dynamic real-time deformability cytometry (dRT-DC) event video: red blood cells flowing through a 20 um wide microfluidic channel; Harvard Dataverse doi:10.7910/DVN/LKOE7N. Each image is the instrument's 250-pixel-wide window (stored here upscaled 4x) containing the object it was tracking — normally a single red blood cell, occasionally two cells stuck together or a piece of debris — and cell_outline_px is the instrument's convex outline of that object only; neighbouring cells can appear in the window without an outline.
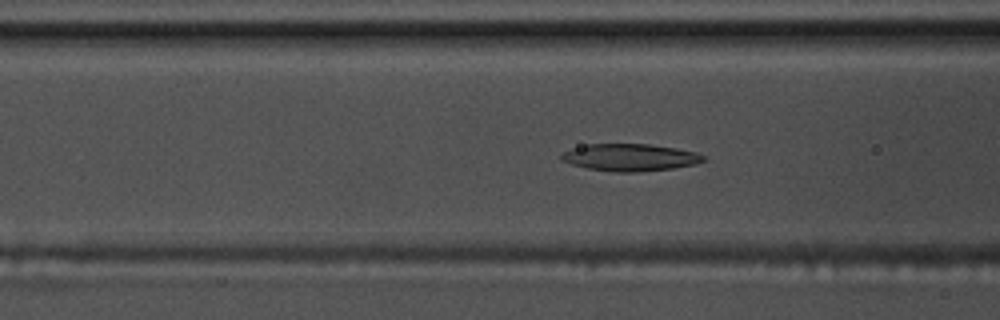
{"species": "common noctule bat (a hibernating species)", "species_latin": "Nyctalus noctula", "temperature_condition": "warm", "stored_images_in_passage": 57, "camera_frame_rate_fps": 3000, "um_per_image_px": 0.085, "animal": {"sex": "male", "body_mass_g": 17.5, "forearm_length_mm": 52.3}, "frame": {"image": 1, "passage_image": 22, "time_ms": 7.0, "image_size_px": [1000, 320], "cell_outline_px": [[708, 160], [696, 164], [672, 168], [636, 172], [612, 172], [588, 168], [572, 164], [560, 160], [560, 156], [564, 152], [572, 148], [588, 144], [648, 144], [676, 148], [696, 152], [704, 156]], "centroid_in_image_um": [53.57, 13.38], "position_along_channel_um": 113.0, "area_um2": 22.48}}
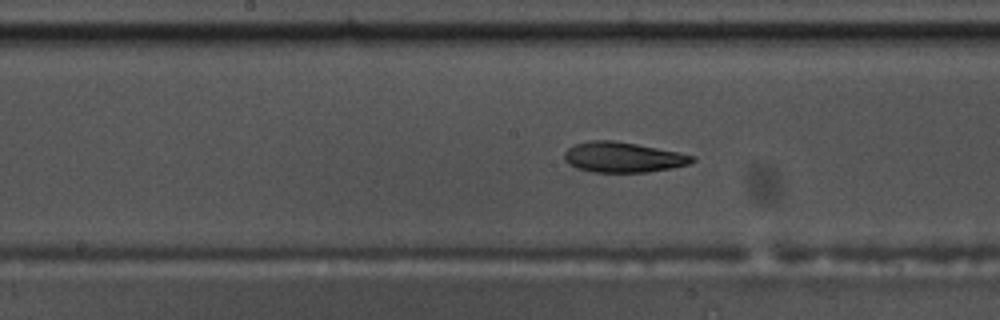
{"frame": {"image": 2, "passage_image": 29, "time_ms": 9.333, "image_size_px": [1000, 320], "cell_outline_px": [[696, 160], [688, 164], [672, 168], [648, 172], [592, 172], [576, 168], [568, 164], [564, 160], [564, 152], [568, 148], [576, 144], [588, 140], [612, 140], [636, 144], [696, 156]], "centroid_in_image_um": [52.92, 13.37], "position_along_channel_um": 195.3, "area_um2": 22.54}}
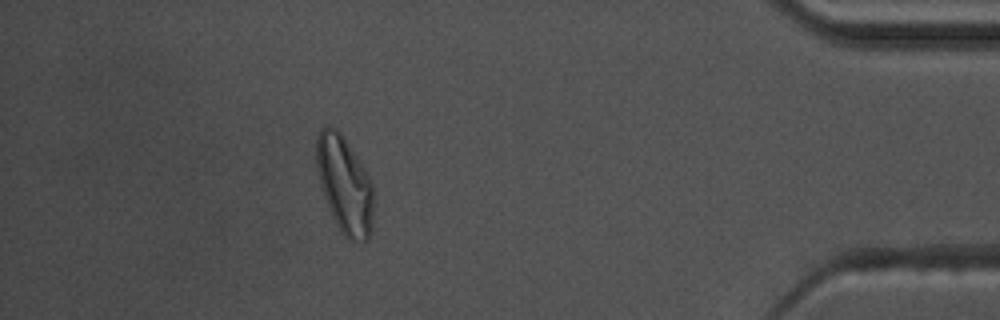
{"frame": {"image": 3, "passage_image": 51, "time_ms": 16.667, "image_size_px": [1000, 320], "cell_outline_px": [[372, 224], [368, 240], [356, 244], [348, 240], [340, 232], [332, 216], [324, 196], [316, 172], [316, 136], [320, 128], [328, 124], [336, 128], [340, 132], [364, 168], [372, 184]], "centroid_in_image_um": [29.26, 15.72], "position_along_channel_um": 405.9, "area_um2": 32.48}, "authors_computed_cell_mechanics": {"area_um2": 23.3512, "velocity_mm_per_s": 3.5328, "shape_relaxation_time_tau1_ms": null, "shape_relaxation_time_tau2_ms": 4.2973, "deformation_change_tau1": null, "deformation_change_tau2": 0.1224}}